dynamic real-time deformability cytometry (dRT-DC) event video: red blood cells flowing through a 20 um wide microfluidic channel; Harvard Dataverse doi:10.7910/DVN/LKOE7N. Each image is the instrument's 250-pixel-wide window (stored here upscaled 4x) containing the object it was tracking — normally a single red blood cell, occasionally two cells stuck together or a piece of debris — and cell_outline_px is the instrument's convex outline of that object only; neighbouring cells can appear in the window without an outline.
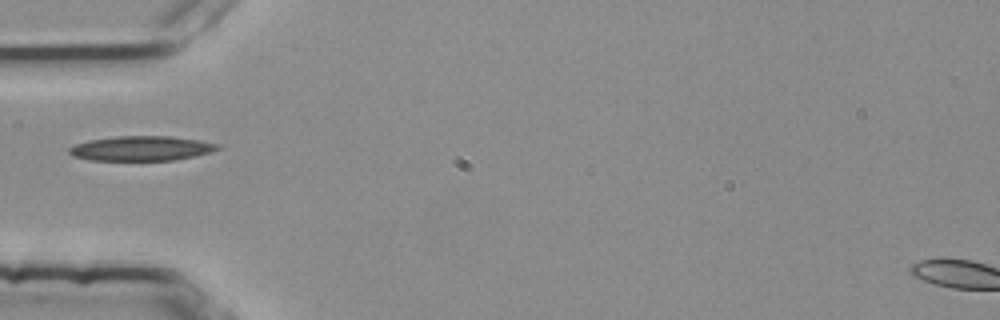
{"species": "common noctule bat (a hibernating species)", "species_latin": "Nyctalus noctula", "temperature_condition": "room temperature", "stored_images_in_passage": 5, "camera_frame_rate_fps": 3000, "um_per_image_px": 0.085, "animal": {"sex": "female", "body_mass_g": 25.1}, "frame": {"image": 1, "passage_image": 5, "time_ms": 1.333, "image_size_px": [1000, 320], "cell_outline_px": [[220, 148], [212, 152], [172, 160], [88, 160], [72, 156], [68, 152], [68, 148], [76, 144], [88, 140], [116, 136], [168, 136], [196, 140], [220, 144]], "centroid_in_image_um": [11.97, 12.61], "position_along_channel_um": 73.0, "area_um2": 21.27}}